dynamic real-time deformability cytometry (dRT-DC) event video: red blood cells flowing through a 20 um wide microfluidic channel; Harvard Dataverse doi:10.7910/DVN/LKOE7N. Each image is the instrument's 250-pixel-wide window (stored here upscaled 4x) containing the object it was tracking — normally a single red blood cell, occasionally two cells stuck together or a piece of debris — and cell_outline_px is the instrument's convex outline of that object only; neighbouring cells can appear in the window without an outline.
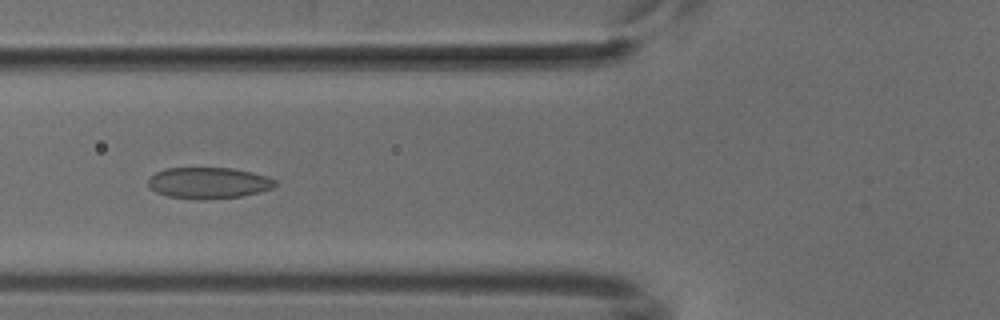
{"species": "common noctule bat (a hibernating species)", "species_latin": "Nyctalus noctula", "temperature_condition": "cold", "stored_images_in_passage": 52, "camera_frame_rate_fps": 3000, "um_per_image_px": 0.085, "animal": {"sex": "male", "body_mass_g": 18.8}, "frame": {"image": 1, "passage_image": 20, "time_ms": 6.333, "image_size_px": [1000, 320], "cell_outline_px": [[276, 184], [272, 188], [260, 192], [240, 196], [204, 200], [196, 200], [168, 196], [156, 192], [148, 184], [148, 180], [156, 172], [164, 168], [232, 168], [252, 172], [268, 176], [276, 180]], "centroid_in_image_um": [17.74, 15.55], "position_along_channel_um": 108.1, "area_um2": 23.18}}
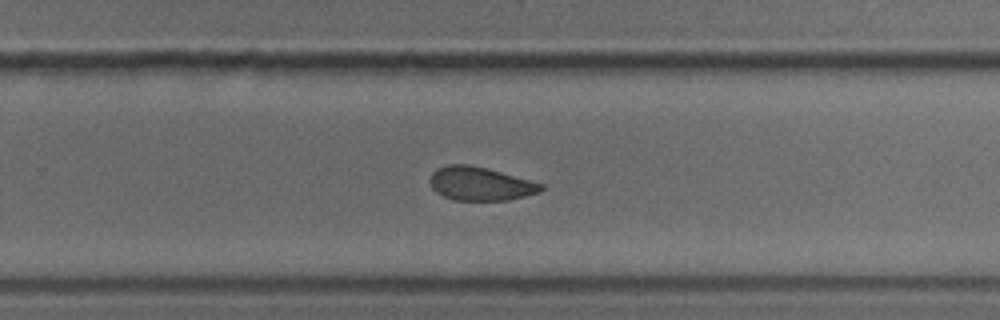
{"frame": {"image": 2, "passage_image": 34, "time_ms": 11.0, "image_size_px": [1000, 320], "cell_outline_px": [[544, 188], [540, 192], [508, 200], [452, 200], [436, 192], [432, 188], [428, 180], [432, 172], [448, 164], [468, 164], [488, 168], [544, 184]], "centroid_in_image_um": [40.81, 15.61], "position_along_channel_um": 289.0, "area_um2": 21.79}}
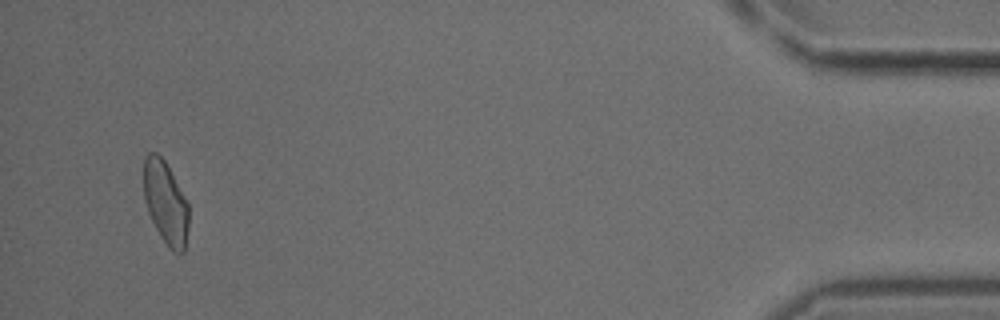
{"frame": {"image": 3, "passage_image": 50, "time_ms": 16.333, "image_size_px": [1000, 320], "cell_outline_px": [[188, 228], [184, 252], [172, 252], [168, 248], [160, 236], [148, 212], [144, 200], [144, 156], [148, 152], [156, 152], [164, 160], [188, 200]], "centroid_in_image_um": [14.08, 17.22], "position_along_channel_um": 421.1, "area_um2": 21.91}}